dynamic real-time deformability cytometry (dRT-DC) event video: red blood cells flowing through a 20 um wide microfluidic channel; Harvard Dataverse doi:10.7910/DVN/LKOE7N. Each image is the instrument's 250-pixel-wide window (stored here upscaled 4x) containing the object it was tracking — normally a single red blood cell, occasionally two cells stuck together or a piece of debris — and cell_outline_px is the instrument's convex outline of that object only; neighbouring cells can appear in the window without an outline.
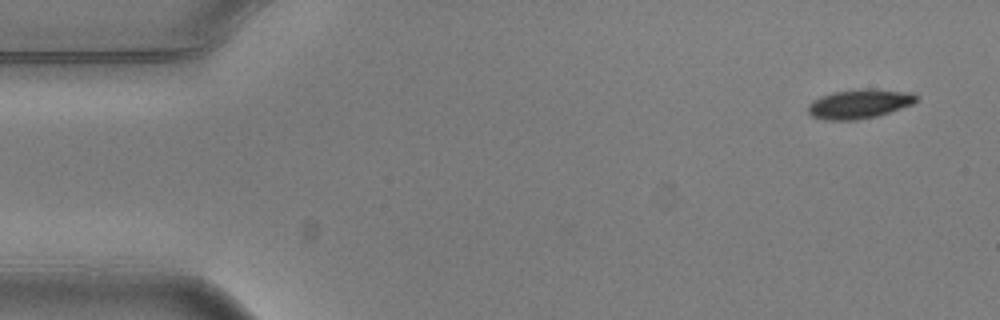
{"species": "common noctule bat (a hibernating species)", "species_latin": "Nyctalus noctula", "temperature_condition": "warm", "stored_images_in_passage": 7, "camera_frame_rate_fps": 3000, "um_per_image_px": 0.085, "animal": {"sex": "male", "body_mass_g": 20.5, "forearm_length_mm": 52.5}, "frame": {"image": 1, "passage_image": 1, "time_ms": 0.0, "image_size_px": [1000, 320], "cell_outline_px": [[916, 100], [912, 104], [876, 116], [856, 120], [824, 120], [812, 116], [808, 112], [808, 104], [812, 100], [820, 96], [832, 92], [860, 88], [872, 88], [912, 92], [916, 96]], "centroid_in_image_um": [73.0, 8.81], "position_along_channel_um": 12.0, "area_um2": 18.55}}
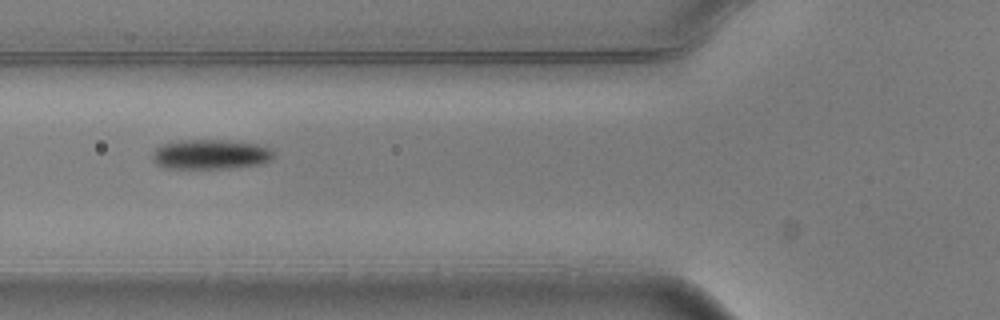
{"frame": {"image": 2, "passage_image": 6, "time_ms": 1.667, "image_size_px": [1000, 320], "cell_outline_px": [[272, 160], [264, 164], [228, 168], [164, 168], [156, 164], [152, 160], [152, 152], [160, 144], [176, 140], [228, 140], [256, 144], [268, 148], [272, 152]], "centroid_in_image_um": [17.84, 13.12], "position_along_channel_um": 108.0, "area_um2": 21.21}}
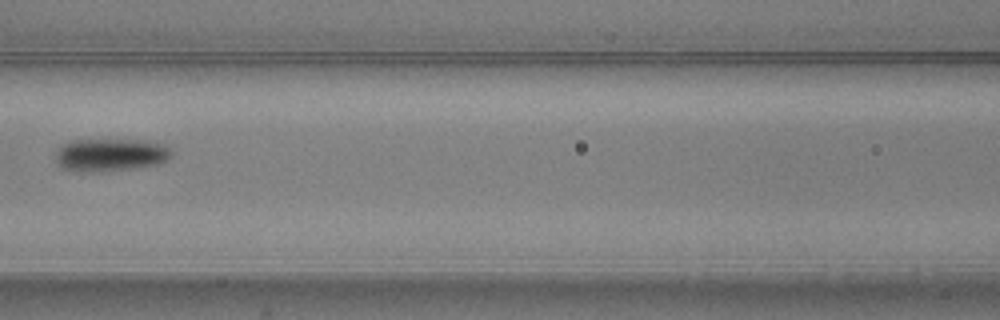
{"frame": {"image": 3, "passage_image": 7, "time_ms": 2.0, "image_size_px": [1000, 320], "cell_outline_px": [[172, 156], [168, 160], [160, 164], [136, 168], [100, 172], [84, 172], [64, 168], [56, 160], [56, 156], [60, 148], [64, 144], [72, 140], [140, 140], [164, 144], [172, 148]], "centroid_in_image_um": [9.48, 13.17], "position_along_channel_um": 157.1, "area_um2": 22.2}}